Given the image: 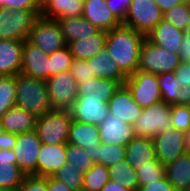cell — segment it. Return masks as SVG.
I'll return each mask as SVG.
<instances>
[{
    "label": "cell",
    "instance_id": "obj_41",
    "mask_svg": "<svg viewBox=\"0 0 190 191\" xmlns=\"http://www.w3.org/2000/svg\"><path fill=\"white\" fill-rule=\"evenodd\" d=\"M170 117L174 129L184 133L190 130V105L171 104Z\"/></svg>",
    "mask_w": 190,
    "mask_h": 191
},
{
    "label": "cell",
    "instance_id": "obj_57",
    "mask_svg": "<svg viewBox=\"0 0 190 191\" xmlns=\"http://www.w3.org/2000/svg\"><path fill=\"white\" fill-rule=\"evenodd\" d=\"M41 5L46 1V0H37Z\"/></svg>",
    "mask_w": 190,
    "mask_h": 191
},
{
    "label": "cell",
    "instance_id": "obj_26",
    "mask_svg": "<svg viewBox=\"0 0 190 191\" xmlns=\"http://www.w3.org/2000/svg\"><path fill=\"white\" fill-rule=\"evenodd\" d=\"M100 132L97 125L72 121L69 128L67 143L93 152L100 144Z\"/></svg>",
    "mask_w": 190,
    "mask_h": 191
},
{
    "label": "cell",
    "instance_id": "obj_50",
    "mask_svg": "<svg viewBox=\"0 0 190 191\" xmlns=\"http://www.w3.org/2000/svg\"><path fill=\"white\" fill-rule=\"evenodd\" d=\"M161 11L164 13L167 10L172 9L173 7H176L177 5L181 4L185 0H154Z\"/></svg>",
    "mask_w": 190,
    "mask_h": 191
},
{
    "label": "cell",
    "instance_id": "obj_35",
    "mask_svg": "<svg viewBox=\"0 0 190 191\" xmlns=\"http://www.w3.org/2000/svg\"><path fill=\"white\" fill-rule=\"evenodd\" d=\"M14 106H16L15 76L0 75V118Z\"/></svg>",
    "mask_w": 190,
    "mask_h": 191
},
{
    "label": "cell",
    "instance_id": "obj_45",
    "mask_svg": "<svg viewBox=\"0 0 190 191\" xmlns=\"http://www.w3.org/2000/svg\"><path fill=\"white\" fill-rule=\"evenodd\" d=\"M5 7L11 10H41L37 0H5Z\"/></svg>",
    "mask_w": 190,
    "mask_h": 191
},
{
    "label": "cell",
    "instance_id": "obj_56",
    "mask_svg": "<svg viewBox=\"0 0 190 191\" xmlns=\"http://www.w3.org/2000/svg\"><path fill=\"white\" fill-rule=\"evenodd\" d=\"M3 126H2V123H1V118H0V134L3 132Z\"/></svg>",
    "mask_w": 190,
    "mask_h": 191
},
{
    "label": "cell",
    "instance_id": "obj_34",
    "mask_svg": "<svg viewBox=\"0 0 190 191\" xmlns=\"http://www.w3.org/2000/svg\"><path fill=\"white\" fill-rule=\"evenodd\" d=\"M110 180L108 167L94 163L93 166L84 173L82 190L101 191L103 186Z\"/></svg>",
    "mask_w": 190,
    "mask_h": 191
},
{
    "label": "cell",
    "instance_id": "obj_22",
    "mask_svg": "<svg viewBox=\"0 0 190 191\" xmlns=\"http://www.w3.org/2000/svg\"><path fill=\"white\" fill-rule=\"evenodd\" d=\"M125 147V159L135 170L157 160L152 138L134 137Z\"/></svg>",
    "mask_w": 190,
    "mask_h": 191
},
{
    "label": "cell",
    "instance_id": "obj_51",
    "mask_svg": "<svg viewBox=\"0 0 190 191\" xmlns=\"http://www.w3.org/2000/svg\"><path fill=\"white\" fill-rule=\"evenodd\" d=\"M101 191H131L130 189L120 186L117 182L112 181L111 179L103 186Z\"/></svg>",
    "mask_w": 190,
    "mask_h": 191
},
{
    "label": "cell",
    "instance_id": "obj_48",
    "mask_svg": "<svg viewBox=\"0 0 190 191\" xmlns=\"http://www.w3.org/2000/svg\"><path fill=\"white\" fill-rule=\"evenodd\" d=\"M16 143V134L3 131L0 134V149H13Z\"/></svg>",
    "mask_w": 190,
    "mask_h": 191
},
{
    "label": "cell",
    "instance_id": "obj_4",
    "mask_svg": "<svg viewBox=\"0 0 190 191\" xmlns=\"http://www.w3.org/2000/svg\"><path fill=\"white\" fill-rule=\"evenodd\" d=\"M39 16L40 10H11L0 7V40L27 41Z\"/></svg>",
    "mask_w": 190,
    "mask_h": 191
},
{
    "label": "cell",
    "instance_id": "obj_24",
    "mask_svg": "<svg viewBox=\"0 0 190 191\" xmlns=\"http://www.w3.org/2000/svg\"><path fill=\"white\" fill-rule=\"evenodd\" d=\"M25 176L16 164L13 149H0V189H18Z\"/></svg>",
    "mask_w": 190,
    "mask_h": 191
},
{
    "label": "cell",
    "instance_id": "obj_44",
    "mask_svg": "<svg viewBox=\"0 0 190 191\" xmlns=\"http://www.w3.org/2000/svg\"><path fill=\"white\" fill-rule=\"evenodd\" d=\"M132 0H106V5L119 22H124Z\"/></svg>",
    "mask_w": 190,
    "mask_h": 191
},
{
    "label": "cell",
    "instance_id": "obj_17",
    "mask_svg": "<svg viewBox=\"0 0 190 191\" xmlns=\"http://www.w3.org/2000/svg\"><path fill=\"white\" fill-rule=\"evenodd\" d=\"M109 113L122 119L128 124H133L141 115L143 108L133 100L130 91L125 85H121L108 101Z\"/></svg>",
    "mask_w": 190,
    "mask_h": 191
},
{
    "label": "cell",
    "instance_id": "obj_12",
    "mask_svg": "<svg viewBox=\"0 0 190 191\" xmlns=\"http://www.w3.org/2000/svg\"><path fill=\"white\" fill-rule=\"evenodd\" d=\"M156 159L163 165L175 161L188 152L186 134L174 128L155 135L153 138Z\"/></svg>",
    "mask_w": 190,
    "mask_h": 191
},
{
    "label": "cell",
    "instance_id": "obj_11",
    "mask_svg": "<svg viewBox=\"0 0 190 191\" xmlns=\"http://www.w3.org/2000/svg\"><path fill=\"white\" fill-rule=\"evenodd\" d=\"M124 85L130 91L133 100L142 108L162 101L158 75L137 70L128 76Z\"/></svg>",
    "mask_w": 190,
    "mask_h": 191
},
{
    "label": "cell",
    "instance_id": "obj_6",
    "mask_svg": "<svg viewBox=\"0 0 190 191\" xmlns=\"http://www.w3.org/2000/svg\"><path fill=\"white\" fill-rule=\"evenodd\" d=\"M181 62L179 53L158 47L145 38L140 50L138 70L160 75L174 72Z\"/></svg>",
    "mask_w": 190,
    "mask_h": 191
},
{
    "label": "cell",
    "instance_id": "obj_33",
    "mask_svg": "<svg viewBox=\"0 0 190 191\" xmlns=\"http://www.w3.org/2000/svg\"><path fill=\"white\" fill-rule=\"evenodd\" d=\"M94 163L102 164L106 167L126 158V147L114 144L100 143L92 152Z\"/></svg>",
    "mask_w": 190,
    "mask_h": 191
},
{
    "label": "cell",
    "instance_id": "obj_39",
    "mask_svg": "<svg viewBox=\"0 0 190 191\" xmlns=\"http://www.w3.org/2000/svg\"><path fill=\"white\" fill-rule=\"evenodd\" d=\"M190 3L185 0L181 4L167 10L163 13V19L175 25L179 30L183 31L189 20Z\"/></svg>",
    "mask_w": 190,
    "mask_h": 191
},
{
    "label": "cell",
    "instance_id": "obj_16",
    "mask_svg": "<svg viewBox=\"0 0 190 191\" xmlns=\"http://www.w3.org/2000/svg\"><path fill=\"white\" fill-rule=\"evenodd\" d=\"M21 72L35 79L46 81L49 78V55L25 41L22 49Z\"/></svg>",
    "mask_w": 190,
    "mask_h": 191
},
{
    "label": "cell",
    "instance_id": "obj_5",
    "mask_svg": "<svg viewBox=\"0 0 190 191\" xmlns=\"http://www.w3.org/2000/svg\"><path fill=\"white\" fill-rule=\"evenodd\" d=\"M170 110L171 105L163 101L143 108L141 115L132 124L135 137L153 138L172 129Z\"/></svg>",
    "mask_w": 190,
    "mask_h": 191
},
{
    "label": "cell",
    "instance_id": "obj_15",
    "mask_svg": "<svg viewBox=\"0 0 190 191\" xmlns=\"http://www.w3.org/2000/svg\"><path fill=\"white\" fill-rule=\"evenodd\" d=\"M100 142L126 146L134 137V129L131 124L114 117L110 113L98 125Z\"/></svg>",
    "mask_w": 190,
    "mask_h": 191
},
{
    "label": "cell",
    "instance_id": "obj_40",
    "mask_svg": "<svg viewBox=\"0 0 190 191\" xmlns=\"http://www.w3.org/2000/svg\"><path fill=\"white\" fill-rule=\"evenodd\" d=\"M139 186L159 181L165 177V166L158 160L136 170Z\"/></svg>",
    "mask_w": 190,
    "mask_h": 191
},
{
    "label": "cell",
    "instance_id": "obj_29",
    "mask_svg": "<svg viewBox=\"0 0 190 191\" xmlns=\"http://www.w3.org/2000/svg\"><path fill=\"white\" fill-rule=\"evenodd\" d=\"M120 86L121 84L116 80L94 77L88 81L77 83V98L88 95V97L103 98V101L108 103Z\"/></svg>",
    "mask_w": 190,
    "mask_h": 191
},
{
    "label": "cell",
    "instance_id": "obj_7",
    "mask_svg": "<svg viewBox=\"0 0 190 191\" xmlns=\"http://www.w3.org/2000/svg\"><path fill=\"white\" fill-rule=\"evenodd\" d=\"M72 121L69 110H51L37 118L35 131L44 144H67Z\"/></svg>",
    "mask_w": 190,
    "mask_h": 191
},
{
    "label": "cell",
    "instance_id": "obj_53",
    "mask_svg": "<svg viewBox=\"0 0 190 191\" xmlns=\"http://www.w3.org/2000/svg\"><path fill=\"white\" fill-rule=\"evenodd\" d=\"M185 35H190V11H189V20L188 23L186 25V28L184 30Z\"/></svg>",
    "mask_w": 190,
    "mask_h": 191
},
{
    "label": "cell",
    "instance_id": "obj_37",
    "mask_svg": "<svg viewBox=\"0 0 190 191\" xmlns=\"http://www.w3.org/2000/svg\"><path fill=\"white\" fill-rule=\"evenodd\" d=\"M51 176L75 191L82 189L84 173L79 168H75L72 163L64 164Z\"/></svg>",
    "mask_w": 190,
    "mask_h": 191
},
{
    "label": "cell",
    "instance_id": "obj_42",
    "mask_svg": "<svg viewBox=\"0 0 190 191\" xmlns=\"http://www.w3.org/2000/svg\"><path fill=\"white\" fill-rule=\"evenodd\" d=\"M70 72L77 83L85 82L88 81V79L95 77L94 72L91 71L87 60L83 59H73Z\"/></svg>",
    "mask_w": 190,
    "mask_h": 191
},
{
    "label": "cell",
    "instance_id": "obj_19",
    "mask_svg": "<svg viewBox=\"0 0 190 191\" xmlns=\"http://www.w3.org/2000/svg\"><path fill=\"white\" fill-rule=\"evenodd\" d=\"M106 0H84L83 14L86 20L102 31L114 29L120 22L115 18Z\"/></svg>",
    "mask_w": 190,
    "mask_h": 191
},
{
    "label": "cell",
    "instance_id": "obj_14",
    "mask_svg": "<svg viewBox=\"0 0 190 191\" xmlns=\"http://www.w3.org/2000/svg\"><path fill=\"white\" fill-rule=\"evenodd\" d=\"M74 121L99 125L109 114L108 103L103 98H76L69 110Z\"/></svg>",
    "mask_w": 190,
    "mask_h": 191
},
{
    "label": "cell",
    "instance_id": "obj_20",
    "mask_svg": "<svg viewBox=\"0 0 190 191\" xmlns=\"http://www.w3.org/2000/svg\"><path fill=\"white\" fill-rule=\"evenodd\" d=\"M88 65L96 78L116 80L124 85L128 76L120 69L116 61L108 54L107 48L90 59H87Z\"/></svg>",
    "mask_w": 190,
    "mask_h": 191
},
{
    "label": "cell",
    "instance_id": "obj_1",
    "mask_svg": "<svg viewBox=\"0 0 190 191\" xmlns=\"http://www.w3.org/2000/svg\"><path fill=\"white\" fill-rule=\"evenodd\" d=\"M145 38L124 22L107 32L105 47L108 54L127 76L138 70L140 50Z\"/></svg>",
    "mask_w": 190,
    "mask_h": 191
},
{
    "label": "cell",
    "instance_id": "obj_30",
    "mask_svg": "<svg viewBox=\"0 0 190 191\" xmlns=\"http://www.w3.org/2000/svg\"><path fill=\"white\" fill-rule=\"evenodd\" d=\"M165 176L176 191H184L190 185V153L187 152L167 164Z\"/></svg>",
    "mask_w": 190,
    "mask_h": 191
},
{
    "label": "cell",
    "instance_id": "obj_38",
    "mask_svg": "<svg viewBox=\"0 0 190 191\" xmlns=\"http://www.w3.org/2000/svg\"><path fill=\"white\" fill-rule=\"evenodd\" d=\"M73 59L68 45L49 54V77L63 71H70Z\"/></svg>",
    "mask_w": 190,
    "mask_h": 191
},
{
    "label": "cell",
    "instance_id": "obj_21",
    "mask_svg": "<svg viewBox=\"0 0 190 191\" xmlns=\"http://www.w3.org/2000/svg\"><path fill=\"white\" fill-rule=\"evenodd\" d=\"M185 33L175 25L162 19L146 38L163 49L178 53Z\"/></svg>",
    "mask_w": 190,
    "mask_h": 191
},
{
    "label": "cell",
    "instance_id": "obj_47",
    "mask_svg": "<svg viewBox=\"0 0 190 191\" xmlns=\"http://www.w3.org/2000/svg\"><path fill=\"white\" fill-rule=\"evenodd\" d=\"M46 190L47 191H75L68 187L63 182H60L52 176H46Z\"/></svg>",
    "mask_w": 190,
    "mask_h": 191
},
{
    "label": "cell",
    "instance_id": "obj_31",
    "mask_svg": "<svg viewBox=\"0 0 190 191\" xmlns=\"http://www.w3.org/2000/svg\"><path fill=\"white\" fill-rule=\"evenodd\" d=\"M107 32L100 30L87 38L68 44L74 59L87 60L97 55L106 46Z\"/></svg>",
    "mask_w": 190,
    "mask_h": 191
},
{
    "label": "cell",
    "instance_id": "obj_55",
    "mask_svg": "<svg viewBox=\"0 0 190 191\" xmlns=\"http://www.w3.org/2000/svg\"><path fill=\"white\" fill-rule=\"evenodd\" d=\"M0 7H5V0H0Z\"/></svg>",
    "mask_w": 190,
    "mask_h": 191
},
{
    "label": "cell",
    "instance_id": "obj_49",
    "mask_svg": "<svg viewBox=\"0 0 190 191\" xmlns=\"http://www.w3.org/2000/svg\"><path fill=\"white\" fill-rule=\"evenodd\" d=\"M181 43L178 53L182 61L188 62L190 61V35H185Z\"/></svg>",
    "mask_w": 190,
    "mask_h": 191
},
{
    "label": "cell",
    "instance_id": "obj_13",
    "mask_svg": "<svg viewBox=\"0 0 190 191\" xmlns=\"http://www.w3.org/2000/svg\"><path fill=\"white\" fill-rule=\"evenodd\" d=\"M41 145L42 142L35 130L16 134V143L13 147L16 164L26 175L36 176L37 159Z\"/></svg>",
    "mask_w": 190,
    "mask_h": 191
},
{
    "label": "cell",
    "instance_id": "obj_27",
    "mask_svg": "<svg viewBox=\"0 0 190 191\" xmlns=\"http://www.w3.org/2000/svg\"><path fill=\"white\" fill-rule=\"evenodd\" d=\"M84 0H46L41 5L40 16L59 20L82 16Z\"/></svg>",
    "mask_w": 190,
    "mask_h": 191
},
{
    "label": "cell",
    "instance_id": "obj_25",
    "mask_svg": "<svg viewBox=\"0 0 190 191\" xmlns=\"http://www.w3.org/2000/svg\"><path fill=\"white\" fill-rule=\"evenodd\" d=\"M37 118L35 114L14 106L4 113L1 123L5 132L21 134L35 130Z\"/></svg>",
    "mask_w": 190,
    "mask_h": 191
},
{
    "label": "cell",
    "instance_id": "obj_3",
    "mask_svg": "<svg viewBox=\"0 0 190 191\" xmlns=\"http://www.w3.org/2000/svg\"><path fill=\"white\" fill-rule=\"evenodd\" d=\"M163 102L190 105V65L182 61L174 72L158 75Z\"/></svg>",
    "mask_w": 190,
    "mask_h": 191
},
{
    "label": "cell",
    "instance_id": "obj_10",
    "mask_svg": "<svg viewBox=\"0 0 190 191\" xmlns=\"http://www.w3.org/2000/svg\"><path fill=\"white\" fill-rule=\"evenodd\" d=\"M27 41L48 55L66 46L58 22L42 16L35 21Z\"/></svg>",
    "mask_w": 190,
    "mask_h": 191
},
{
    "label": "cell",
    "instance_id": "obj_23",
    "mask_svg": "<svg viewBox=\"0 0 190 191\" xmlns=\"http://www.w3.org/2000/svg\"><path fill=\"white\" fill-rule=\"evenodd\" d=\"M24 42L0 40V75L15 76L21 72Z\"/></svg>",
    "mask_w": 190,
    "mask_h": 191
},
{
    "label": "cell",
    "instance_id": "obj_18",
    "mask_svg": "<svg viewBox=\"0 0 190 191\" xmlns=\"http://www.w3.org/2000/svg\"><path fill=\"white\" fill-rule=\"evenodd\" d=\"M66 163V144L42 143L37 159L36 176H51Z\"/></svg>",
    "mask_w": 190,
    "mask_h": 191
},
{
    "label": "cell",
    "instance_id": "obj_2",
    "mask_svg": "<svg viewBox=\"0 0 190 191\" xmlns=\"http://www.w3.org/2000/svg\"><path fill=\"white\" fill-rule=\"evenodd\" d=\"M16 106L42 116L52 110L46 82L19 72L15 75Z\"/></svg>",
    "mask_w": 190,
    "mask_h": 191
},
{
    "label": "cell",
    "instance_id": "obj_32",
    "mask_svg": "<svg viewBox=\"0 0 190 191\" xmlns=\"http://www.w3.org/2000/svg\"><path fill=\"white\" fill-rule=\"evenodd\" d=\"M108 170L109 177L112 181L117 182L120 186H124L131 191H138V175L136 170L126 161V159L110 165Z\"/></svg>",
    "mask_w": 190,
    "mask_h": 191
},
{
    "label": "cell",
    "instance_id": "obj_46",
    "mask_svg": "<svg viewBox=\"0 0 190 191\" xmlns=\"http://www.w3.org/2000/svg\"><path fill=\"white\" fill-rule=\"evenodd\" d=\"M138 191H176L173 186L168 182L166 176L159 180L147 185L139 186Z\"/></svg>",
    "mask_w": 190,
    "mask_h": 191
},
{
    "label": "cell",
    "instance_id": "obj_8",
    "mask_svg": "<svg viewBox=\"0 0 190 191\" xmlns=\"http://www.w3.org/2000/svg\"><path fill=\"white\" fill-rule=\"evenodd\" d=\"M163 19V12L154 0H132L124 23L145 37Z\"/></svg>",
    "mask_w": 190,
    "mask_h": 191
},
{
    "label": "cell",
    "instance_id": "obj_28",
    "mask_svg": "<svg viewBox=\"0 0 190 191\" xmlns=\"http://www.w3.org/2000/svg\"><path fill=\"white\" fill-rule=\"evenodd\" d=\"M61 27L64 42L81 40L98 33L100 30L82 16L69 17L57 20Z\"/></svg>",
    "mask_w": 190,
    "mask_h": 191
},
{
    "label": "cell",
    "instance_id": "obj_43",
    "mask_svg": "<svg viewBox=\"0 0 190 191\" xmlns=\"http://www.w3.org/2000/svg\"><path fill=\"white\" fill-rule=\"evenodd\" d=\"M18 191H47L46 176L26 175Z\"/></svg>",
    "mask_w": 190,
    "mask_h": 191
},
{
    "label": "cell",
    "instance_id": "obj_9",
    "mask_svg": "<svg viewBox=\"0 0 190 191\" xmlns=\"http://www.w3.org/2000/svg\"><path fill=\"white\" fill-rule=\"evenodd\" d=\"M45 82L52 110H70L78 97L77 82L71 72H60Z\"/></svg>",
    "mask_w": 190,
    "mask_h": 191
},
{
    "label": "cell",
    "instance_id": "obj_58",
    "mask_svg": "<svg viewBox=\"0 0 190 191\" xmlns=\"http://www.w3.org/2000/svg\"><path fill=\"white\" fill-rule=\"evenodd\" d=\"M184 191H190V185Z\"/></svg>",
    "mask_w": 190,
    "mask_h": 191
},
{
    "label": "cell",
    "instance_id": "obj_54",
    "mask_svg": "<svg viewBox=\"0 0 190 191\" xmlns=\"http://www.w3.org/2000/svg\"><path fill=\"white\" fill-rule=\"evenodd\" d=\"M0 191H18V189H0Z\"/></svg>",
    "mask_w": 190,
    "mask_h": 191
},
{
    "label": "cell",
    "instance_id": "obj_36",
    "mask_svg": "<svg viewBox=\"0 0 190 191\" xmlns=\"http://www.w3.org/2000/svg\"><path fill=\"white\" fill-rule=\"evenodd\" d=\"M66 159L67 163H72L83 173H86L94 164L91 152L69 143L66 144Z\"/></svg>",
    "mask_w": 190,
    "mask_h": 191
},
{
    "label": "cell",
    "instance_id": "obj_52",
    "mask_svg": "<svg viewBox=\"0 0 190 191\" xmlns=\"http://www.w3.org/2000/svg\"><path fill=\"white\" fill-rule=\"evenodd\" d=\"M186 134V144H187V150L190 153V130L185 133Z\"/></svg>",
    "mask_w": 190,
    "mask_h": 191
}]
</instances>
